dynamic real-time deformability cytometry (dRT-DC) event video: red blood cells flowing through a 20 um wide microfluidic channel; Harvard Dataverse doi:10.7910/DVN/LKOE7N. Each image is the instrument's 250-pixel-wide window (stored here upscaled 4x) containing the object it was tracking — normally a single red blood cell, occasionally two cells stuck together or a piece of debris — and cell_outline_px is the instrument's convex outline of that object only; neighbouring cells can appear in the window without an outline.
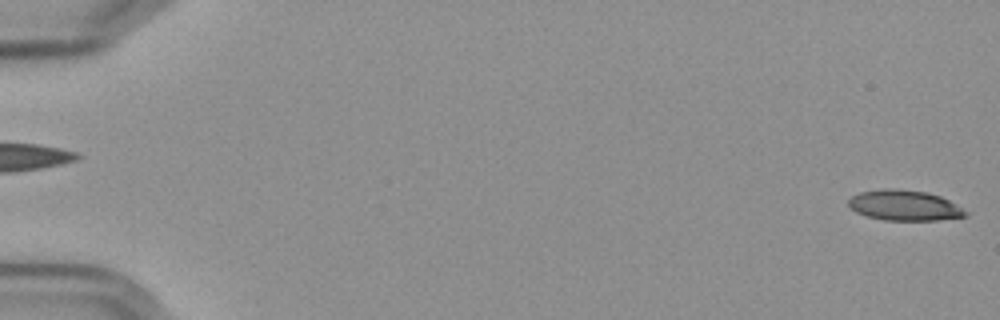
{"species": "Egyptian fruit bat (a non-hibernating species)", "species_latin": "Rousettus aegyptiacus", "temperature_condition": "cold", "stored_images_in_passage": 57, "camera_frame_rate_fps": 3000, "um_per_image_px": 0.085, "frame": {"image": 1, "passage_image": 1, "time_ms": 0.0, "image_size_px": [1000, 320], "cell_outline_px": [[968, 216], [940, 220], [884, 220], [868, 216], [856, 212], [848, 204], [848, 200], [852, 196], [860, 192], [884, 188], [892, 188], [924, 192], [940, 196], [956, 204], [968, 212]], "centroid_in_image_um": [76.89, 17.46], "position_along_channel_um": 8.1, "area_um2": 20.63}}
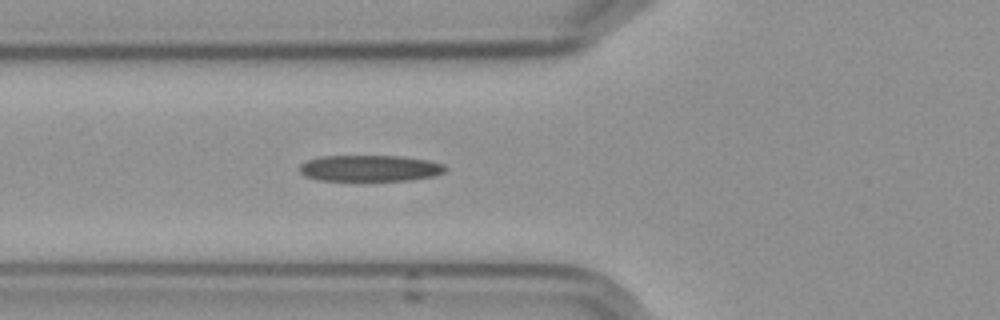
{"frame": {"image": 2, "passage_image": 22, "time_ms": 7.0, "image_size_px": [1000, 320], "cell_outline_px": [[448, 168], [444, 172], [436, 176], [408, 180], [316, 180], [304, 176], [300, 172], [300, 164], [308, 160], [320, 156], [400, 156], [428, 160], [444, 164]], "centroid_in_image_um": [31.45, 14.3], "position_along_channel_um": 94.3, "area_um2": 22.37}}
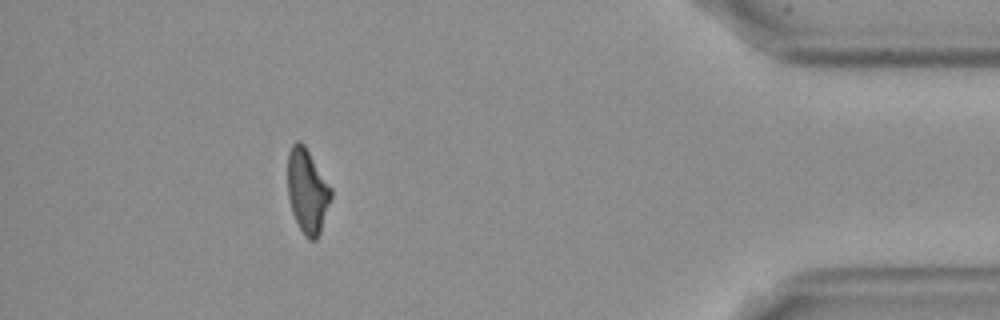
{"frame": {"image": 3, "passage_image": 52, "time_ms": 17.0, "image_size_px": [1000, 320], "cell_outline_px": [[332, 196], [320, 232], [316, 240], [308, 240], [304, 236], [292, 212], [288, 196], [288, 152], [292, 144], [296, 140], [300, 140], [304, 144], [332, 188]], "centroid_in_image_um": [26.12, 16.22], "position_along_channel_um": 409.1, "area_um2": 21.33}, "authors_computed_cell_mechanics": {"area_um2": 22.3686, "velocity_mm_per_s": 3.5991, "shape_relaxation_time_tau1_ms": 11.2122, "shape_relaxation_time_tau2_ms": 4.8306, "deformation_change_tau1": 0.267, "deformation_change_tau2": 0.162}}